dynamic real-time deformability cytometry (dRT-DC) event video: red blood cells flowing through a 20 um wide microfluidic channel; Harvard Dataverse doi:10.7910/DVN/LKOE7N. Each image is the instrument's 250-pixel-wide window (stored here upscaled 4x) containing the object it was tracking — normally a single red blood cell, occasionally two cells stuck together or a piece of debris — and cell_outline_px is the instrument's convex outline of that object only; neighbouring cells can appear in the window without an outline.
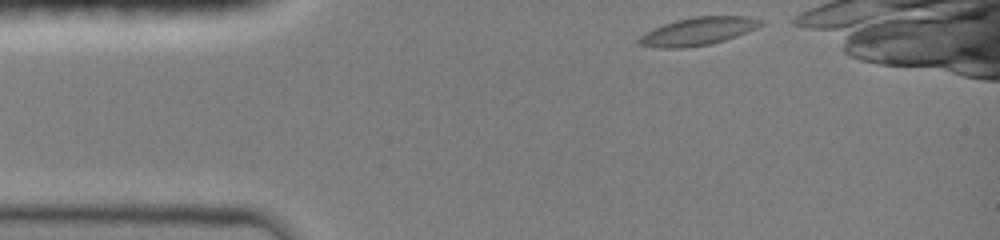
{"species": "common noctule bat (a hibernating species)", "species_latin": "Nyctalus noctula", "temperature_condition": "room temperature", "stored_images_in_passage": 8, "camera_frame_rate_fps": 3000, "um_per_image_px": 0.085, "animal": {"sex": "female", "body_mass_g": 19.0, "forearm_length_mm": 51.5}, "frame": {"image": 1, "passage_image": 1, "time_ms": 0.0, "image_size_px": [1000, 240], "cell_outline_px": [[764, 24], [756, 28], [736, 36], [712, 44], [684, 48], [660, 48], [636, 44], [636, 40], [644, 32], [652, 28], [676, 20], [696, 16], [748, 16], [764, 20]], "centroid_in_image_um": [59.3, 2.66], "position_along_channel_um": 25.7, "area_um2": 20.0}}
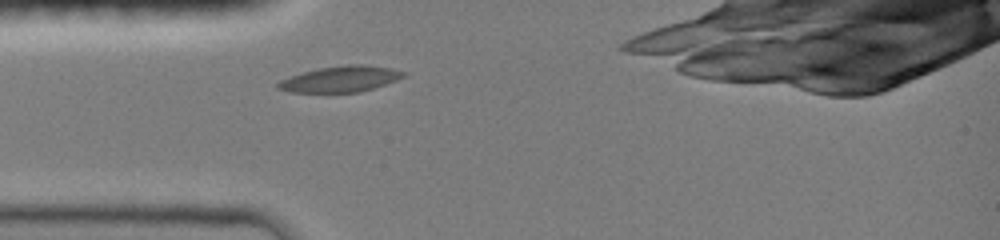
{"frame": {"image": 2, "passage_image": 6, "time_ms": 1.667, "image_size_px": [1000, 240], "cell_outline_px": [[408, 72], [404, 76], [396, 80], [360, 92], [292, 92], [276, 88], [276, 84], [280, 80], [304, 72], [320, 68], [348, 64], [364, 64], [392, 68]], "centroid_in_image_um": [28.97, 6.71], "position_along_channel_um": 56.0, "area_um2": 18.79}}